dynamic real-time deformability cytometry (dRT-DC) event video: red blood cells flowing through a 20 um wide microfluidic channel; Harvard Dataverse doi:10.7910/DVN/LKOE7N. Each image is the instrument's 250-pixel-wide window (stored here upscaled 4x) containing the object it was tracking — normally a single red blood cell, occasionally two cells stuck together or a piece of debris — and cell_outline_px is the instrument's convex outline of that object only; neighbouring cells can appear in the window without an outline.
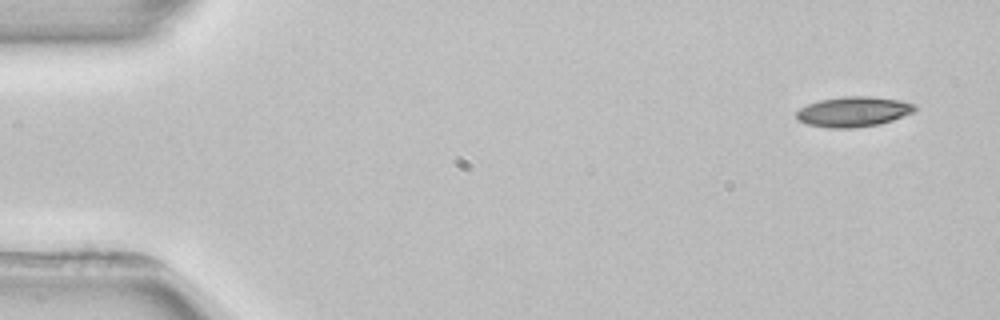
{"species": "common noctule bat (a hibernating species)", "species_latin": "Nyctalus noctula", "temperature_condition": "room temperature", "stored_images_in_passage": 5, "camera_frame_rate_fps": 3000, "um_per_image_px": 0.085, "animal": {"sex": "female", "body_mass_g": 22.7, "forearm_length_mm": 54.2}, "frame": {"image": 1, "passage_image": 1, "time_ms": 0.0, "image_size_px": [1000, 320], "cell_outline_px": [[916, 112], [880, 124], [852, 128], [828, 128], [808, 124], [800, 120], [796, 116], [796, 112], [800, 108], [808, 104], [820, 100], [844, 96], [872, 96], [900, 100], [916, 104]], "centroid_in_image_um": [72.59, 9.49], "position_along_channel_um": 12.4, "area_um2": 20.87}}
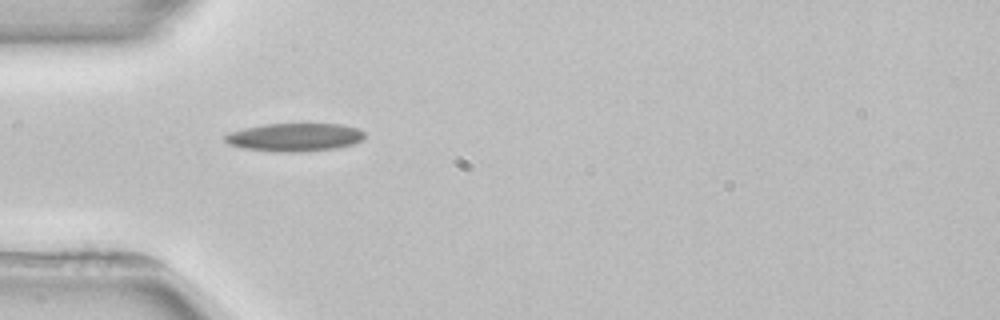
{"frame": {"image": 2, "passage_image": 4, "time_ms": 4.333, "image_size_px": [1000, 320], "cell_outline_px": [[364, 140], [352, 144], [336, 148], [300, 152], [280, 152], [244, 148], [228, 144], [224, 140], [224, 136], [232, 132], [244, 128], [264, 124], [340, 124], [356, 128], [364, 132]], "centroid_in_image_um": [25.06, 11.66], "position_along_channel_um": 59.9, "area_um2": 22.77}}